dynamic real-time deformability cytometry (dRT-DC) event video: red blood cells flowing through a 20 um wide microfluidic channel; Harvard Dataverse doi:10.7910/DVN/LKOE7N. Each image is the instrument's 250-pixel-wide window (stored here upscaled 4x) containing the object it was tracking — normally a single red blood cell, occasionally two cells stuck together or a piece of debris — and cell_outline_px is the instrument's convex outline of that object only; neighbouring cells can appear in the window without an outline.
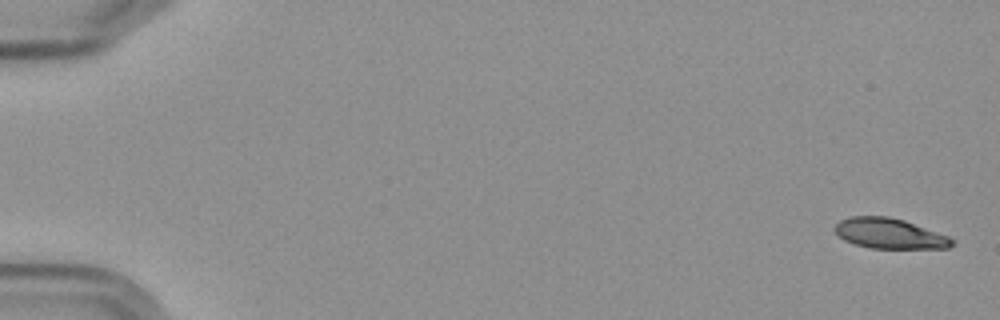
{"species": "Egyptian fruit bat (a non-hibernating species)", "species_latin": "Rousettus aegyptiacus", "temperature_condition": "cold", "stored_images_in_passage": 10, "camera_frame_rate_fps": 3000, "um_per_image_px": 0.085, "frame": {"image": 1, "passage_image": 1, "time_ms": 0.0, "image_size_px": [1000, 320], "cell_outline_px": [[956, 244], [948, 248], [872, 248], [856, 244], [844, 240], [832, 228], [840, 220], [852, 216], [888, 216], [904, 220], [948, 236], [956, 240]], "centroid_in_image_um": [75.63, 19.84], "position_along_channel_um": 9.4, "area_um2": 20.63}}
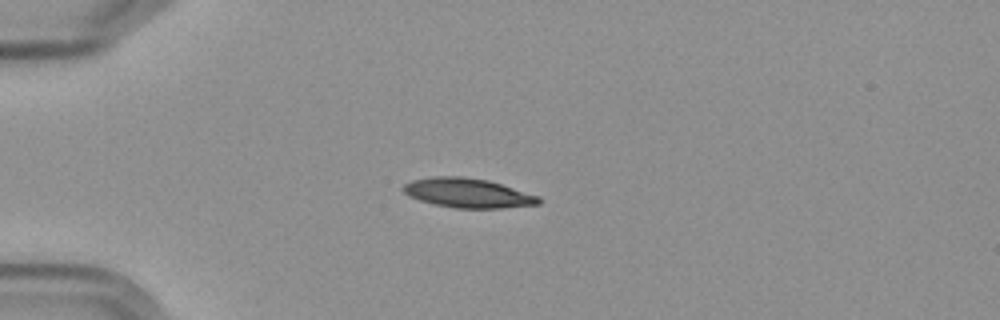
{"frame": {"image": 2, "passage_image": 5, "time_ms": 4.667, "image_size_px": [1000, 320], "cell_outline_px": [[544, 200], [540, 204], [504, 208], [456, 208], [432, 204], [408, 196], [400, 188], [404, 184], [412, 180], [432, 176], [460, 176], [488, 180], [540, 196]], "centroid_in_image_um": [39.77, 16.41], "position_along_channel_um": 45.2, "area_um2": 23.47}}
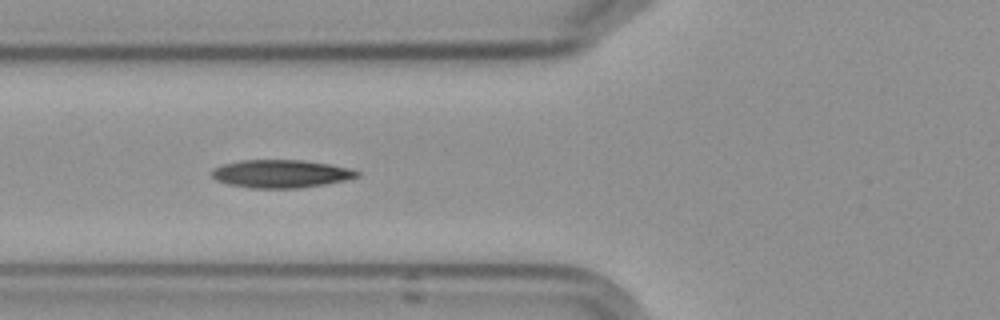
{"frame": {"image": 3, "passage_image": 7, "time_ms": 7.0, "image_size_px": [1000, 320], "cell_outline_px": [[360, 176], [344, 180], [324, 184], [300, 188], [252, 188], [228, 184], [216, 180], [212, 176], [212, 168], [224, 164], [240, 160], [300, 160], [328, 164], [348, 168], [360, 172]], "centroid_in_image_um": [23.85, 14.77], "position_along_channel_um": 102.0, "area_um2": 23.52}}